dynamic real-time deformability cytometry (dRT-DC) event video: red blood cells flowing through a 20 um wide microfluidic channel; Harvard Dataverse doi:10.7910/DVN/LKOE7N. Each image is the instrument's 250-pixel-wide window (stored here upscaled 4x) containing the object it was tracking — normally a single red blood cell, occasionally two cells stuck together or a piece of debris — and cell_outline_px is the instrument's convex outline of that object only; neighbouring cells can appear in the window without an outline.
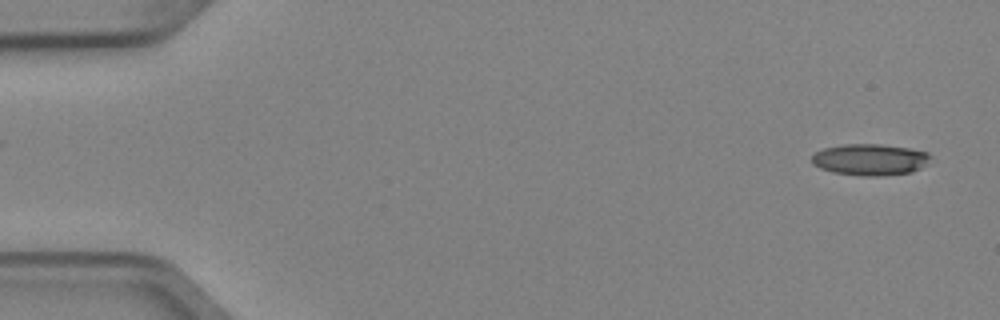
{"species": "Egyptian fruit bat (a non-hibernating species)", "species_latin": "Rousettus aegyptiacus", "temperature_condition": "cold", "stored_images_in_passage": 8, "camera_frame_rate_fps": 3000, "um_per_image_px": 0.085, "animal": {"sex": "female"}, "frame": {"image": 1, "passage_image": 1, "time_ms": 0.0, "image_size_px": [1000, 320], "cell_outline_px": [[932, 156], [920, 168], [912, 172], [880, 176], [864, 176], [832, 172], [820, 168], [812, 164], [812, 156], [816, 152], [824, 148], [844, 144], [880, 144], [908, 148], [928, 152]], "centroid_in_image_um": [73.94, 13.56], "position_along_channel_um": 11.1, "area_um2": 21.68}}
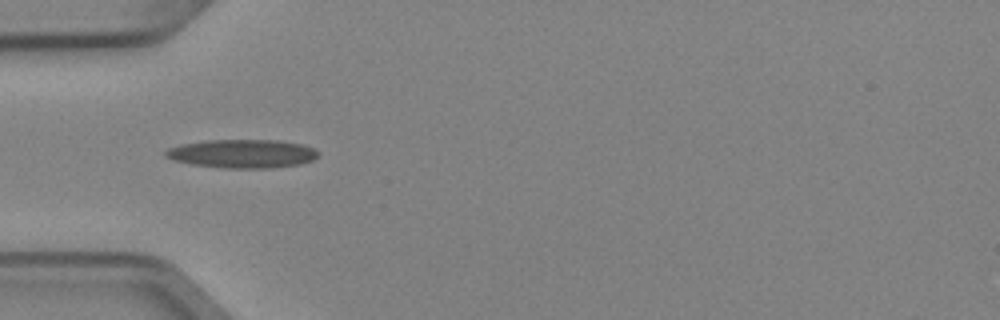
{"frame": {"image": 2, "passage_image": 5, "time_ms": 1.333, "image_size_px": [1000, 320], "cell_outline_px": [[320, 152], [312, 160], [300, 164], [268, 168], [224, 168], [192, 164], [172, 160], [164, 156], [164, 152], [168, 148], [180, 144], [208, 140], [280, 140], [304, 144], [316, 148]], "centroid_in_image_um": [20.6, 13.05], "position_along_channel_um": 64.4, "area_um2": 25.61}}
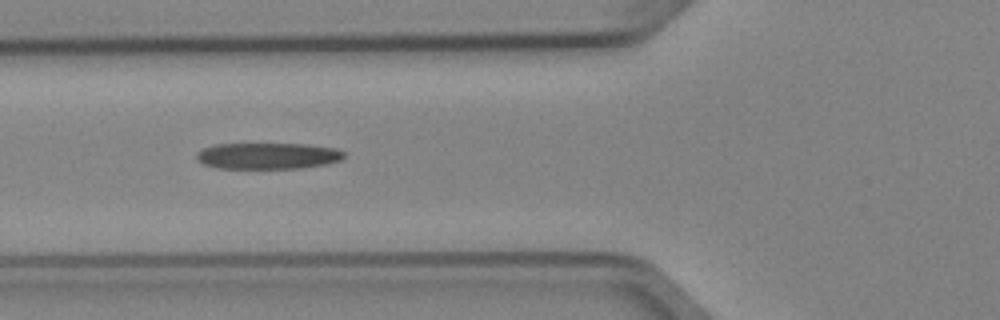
{"frame": {"image": 3, "passage_image": 6, "time_ms": 1.667, "image_size_px": [1000, 320], "cell_outline_px": [[344, 156], [340, 160], [328, 164], [300, 168], [216, 168], [204, 164], [196, 156], [196, 152], [204, 148], [216, 144], [308, 144], [336, 148], [344, 152]], "centroid_in_image_um": [22.79, 13.24], "position_along_channel_um": 103.0, "area_um2": 22.54}}